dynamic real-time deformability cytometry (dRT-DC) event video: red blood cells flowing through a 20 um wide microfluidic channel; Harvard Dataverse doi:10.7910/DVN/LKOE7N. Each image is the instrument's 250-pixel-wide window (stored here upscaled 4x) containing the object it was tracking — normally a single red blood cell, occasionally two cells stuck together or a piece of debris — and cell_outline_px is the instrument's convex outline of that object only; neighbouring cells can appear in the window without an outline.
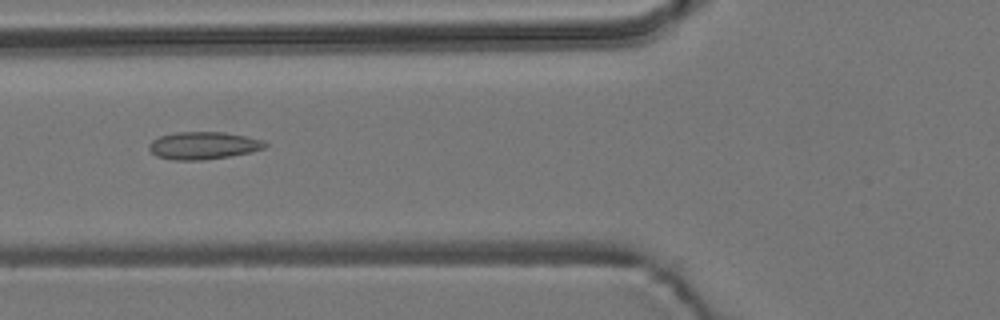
{"species": "common noctule bat (a hibernating species)", "species_latin": "Nyctalus noctula", "temperature_condition": "room temperature", "stored_images_in_passage": 8, "camera_frame_rate_fps": 3000, "um_per_image_px": 0.085, "animal": {"sex": "male", "body_mass_g": 19.2, "forearm_length_mm": 51.8}, "frame": {"image": 1, "passage_image": 6, "time_ms": 5.667, "image_size_px": [1000, 320], "cell_outline_px": [[268, 144], [264, 148], [252, 152], [232, 156], [204, 160], [176, 160], [156, 156], [148, 148], [148, 144], [152, 140], [160, 136], [176, 132], [224, 132], [264, 140]], "centroid_in_image_um": [17.29, 12.37], "position_along_channel_um": 108.5, "area_um2": 18.67}}
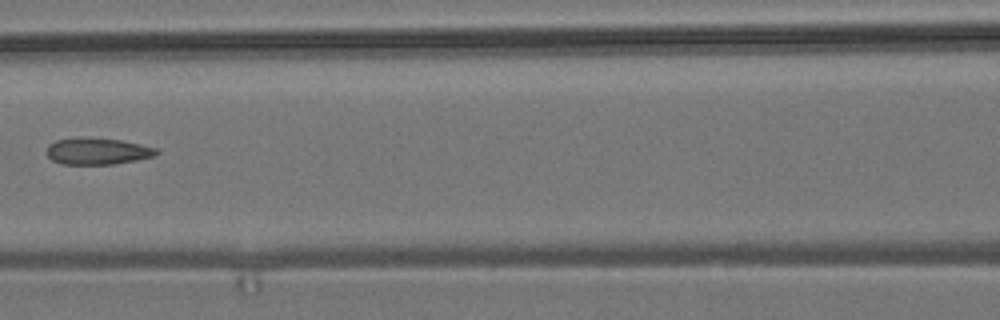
{"frame": {"image": 2, "passage_image": 7, "time_ms": 7.0, "image_size_px": [1000, 320], "cell_outline_px": [[160, 152], [152, 156], [136, 160], [112, 164], [60, 164], [52, 160], [44, 152], [48, 144], [56, 140], [120, 140], [160, 148]], "centroid_in_image_um": [8.3, 12.89], "position_along_channel_um": 158.3, "area_um2": 16.42}}
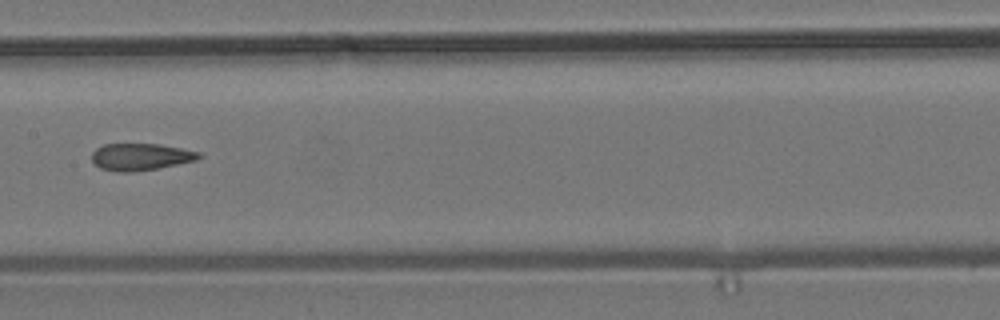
{"frame": {"image": 3, "passage_image": 8, "time_ms": 8.0, "image_size_px": [1000, 320], "cell_outline_px": [[204, 156], [196, 160], [156, 168], [132, 172], [116, 172], [100, 168], [92, 160], [92, 152], [96, 148], [104, 144], [160, 144], [200, 152]], "centroid_in_image_um": [11.94, 13.32], "position_along_channel_um": 195.5, "area_um2": 16.76}}